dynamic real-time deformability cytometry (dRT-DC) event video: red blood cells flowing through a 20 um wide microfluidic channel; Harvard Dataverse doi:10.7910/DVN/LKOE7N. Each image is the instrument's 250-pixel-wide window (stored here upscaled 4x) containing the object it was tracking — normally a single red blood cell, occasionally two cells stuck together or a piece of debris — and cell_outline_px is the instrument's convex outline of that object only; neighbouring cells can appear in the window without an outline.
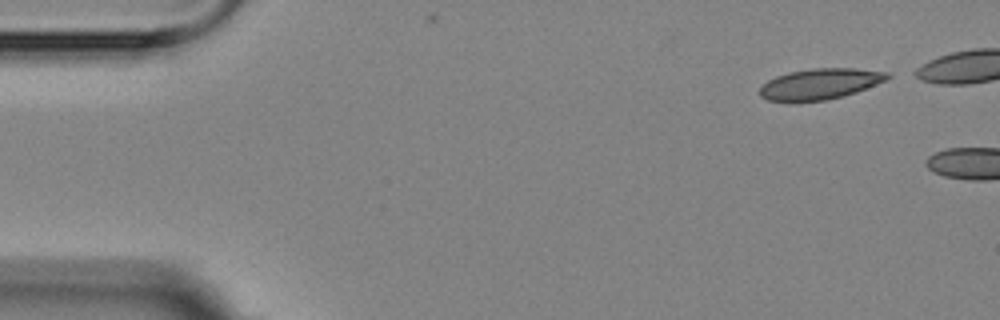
{"species": "Egyptian fruit bat (a non-hibernating species)", "species_latin": "Rousettus aegyptiacus", "temperature_condition": "room temperature", "stored_images_in_passage": 2, "camera_frame_rate_fps": 3000, "um_per_image_px": 0.085, "animal": {"sex": "female"}, "frame": {"image": 1, "passage_image": 1, "time_ms": 0.0, "image_size_px": [1000, 320], "cell_outline_px": [[892, 76], [884, 80], [856, 92], [844, 96], [824, 100], [768, 100], [760, 96], [760, 88], [768, 80], [776, 76], [788, 72], [812, 68], [856, 68], [888, 72]], "centroid_in_image_um": [69.72, 7.11], "position_along_channel_um": 15.3, "area_um2": 22.48}}